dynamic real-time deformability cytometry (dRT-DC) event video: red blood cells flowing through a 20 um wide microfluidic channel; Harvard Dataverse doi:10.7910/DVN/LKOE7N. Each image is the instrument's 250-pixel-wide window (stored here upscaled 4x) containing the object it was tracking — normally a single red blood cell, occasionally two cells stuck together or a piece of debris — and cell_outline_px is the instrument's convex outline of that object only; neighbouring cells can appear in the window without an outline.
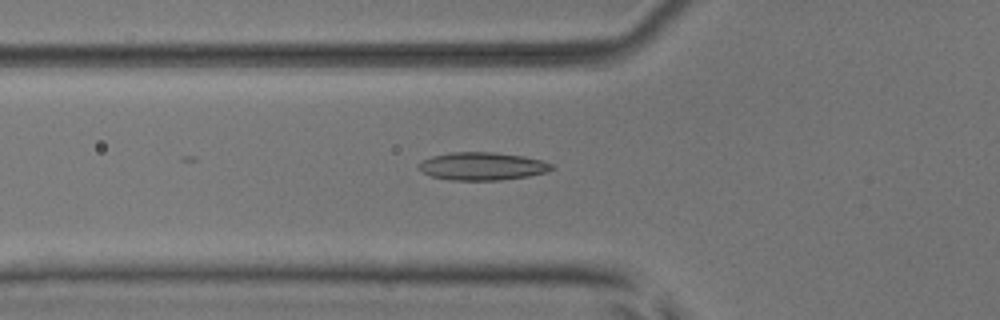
{"species": "common noctule bat (a hibernating species)", "species_latin": "Nyctalus noctula", "temperature_condition": "room temperature", "stored_images_in_passage": 25, "camera_frame_rate_fps": 3000, "um_per_image_px": 0.085, "animal": {"sex": "male", "body_mass_g": 17.9, "forearm_length_mm": 54.2}, "frame": {"image": 1, "passage_image": 5, "time_ms": 1.333, "image_size_px": [1000, 320], "cell_outline_px": [[556, 168], [548, 172], [528, 176], [500, 180], [448, 180], [432, 176], [424, 172], [416, 164], [432, 156], [452, 152], [496, 152], [524, 156], [540, 160], [552, 164]], "centroid_in_image_um": [41.03, 14.13], "position_along_channel_um": 84.8, "area_um2": 21.62}}
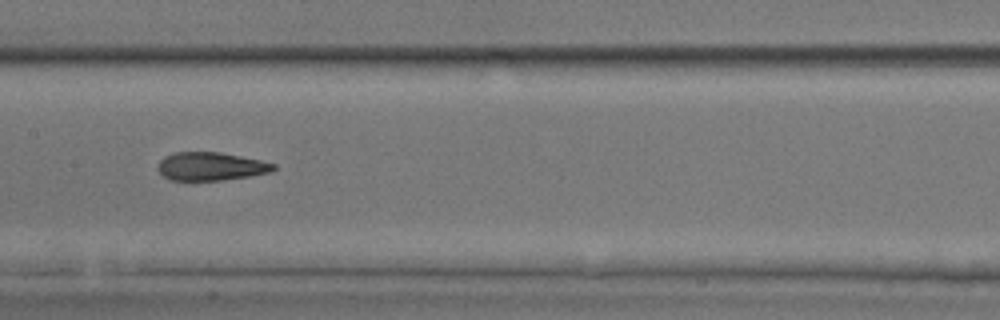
{"frame": {"image": 2, "passage_image": 13, "time_ms": 4.0, "image_size_px": [1000, 320], "cell_outline_px": [[276, 168], [272, 172], [248, 176], [220, 180], [168, 180], [156, 168], [156, 164], [164, 156], [176, 152], [220, 152], [260, 160], [276, 164]], "centroid_in_image_um": [17.89, 14.14], "position_along_channel_um": 189.5, "area_um2": 19.07}}
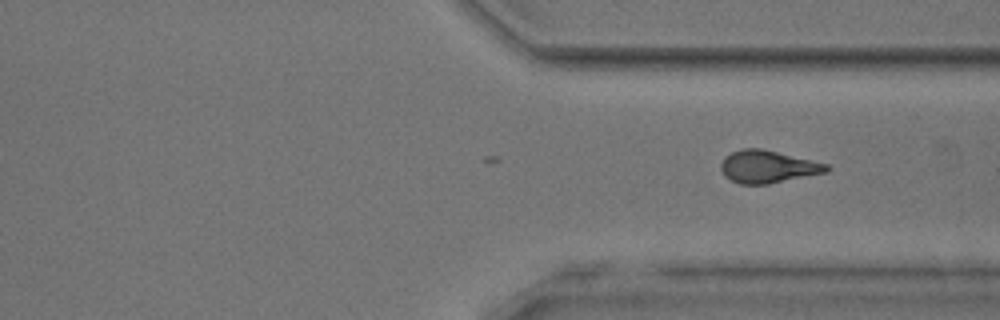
{"frame": {"image": 3, "passage_image": 25, "time_ms": 8.0, "image_size_px": [1000, 320], "cell_outline_px": [[832, 168], [828, 172], [768, 184], [740, 184], [724, 176], [720, 168], [720, 164], [724, 156], [732, 152], [744, 148], [760, 148], [828, 164]], "centroid_in_image_um": [65.26, 14.17], "position_along_channel_um": 346.1, "area_um2": 20.0}}